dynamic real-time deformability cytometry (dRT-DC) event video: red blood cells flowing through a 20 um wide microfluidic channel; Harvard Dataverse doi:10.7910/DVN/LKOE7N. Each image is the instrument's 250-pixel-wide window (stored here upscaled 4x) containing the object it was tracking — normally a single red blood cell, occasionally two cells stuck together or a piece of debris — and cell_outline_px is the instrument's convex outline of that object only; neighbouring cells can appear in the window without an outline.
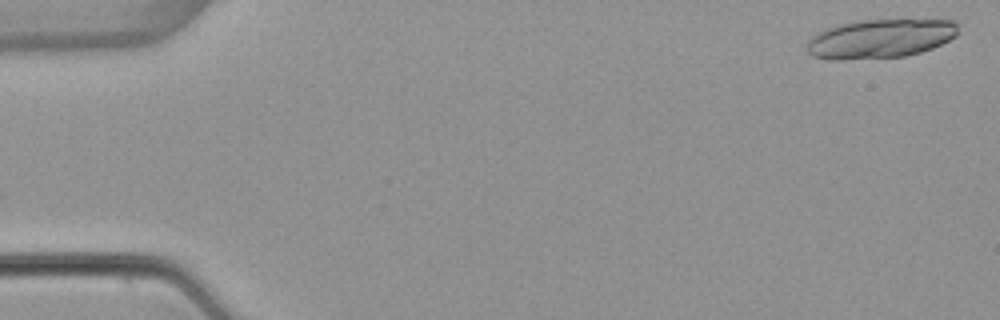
{"species": "common noctule bat (a hibernating species)", "species_latin": "Nyctalus noctula", "temperature_condition": "warm", "stored_images_in_passage": 22, "camera_frame_rate_fps": 3000, "um_per_image_px": 0.085, "animal": {"sex": "female", "body_mass_g": 22.7, "forearm_length_mm": 54.2}, "frame": {"image": 1, "passage_image": 2, "time_ms": 0.333, "image_size_px": [1000, 320], "cell_outline_px": [[956, 36], [932, 48], [920, 52], [904, 56], [840, 60], [828, 60], [812, 56], [808, 52], [808, 40], [812, 36], [828, 28], [860, 20], [956, 20]], "centroid_in_image_um": [74.8, 3.3], "position_along_channel_um": 10.2, "area_um2": 33.93}}